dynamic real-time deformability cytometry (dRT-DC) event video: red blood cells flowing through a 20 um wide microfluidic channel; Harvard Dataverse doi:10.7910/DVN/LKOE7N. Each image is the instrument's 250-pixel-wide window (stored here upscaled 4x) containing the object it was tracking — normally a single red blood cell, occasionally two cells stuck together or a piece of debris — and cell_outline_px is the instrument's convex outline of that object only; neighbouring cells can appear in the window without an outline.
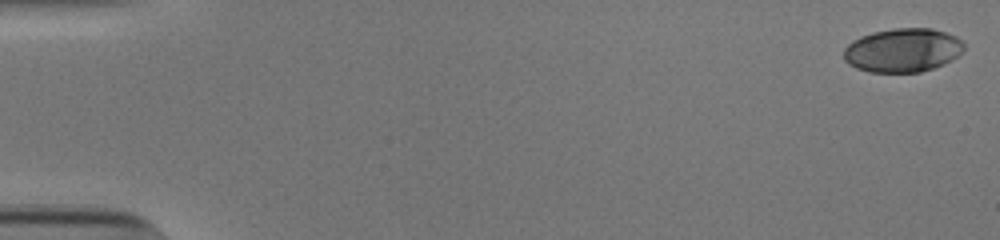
{"species": "human", "species_latin": "Homo sapiens", "temperature_condition": "cold", "stored_images_in_passage": 54, "camera_frame_rate_fps": 3000, "um_per_image_px": 0.085, "donor": {"sex": "male"}, "frame": {"image": 1, "passage_image": 1, "time_ms": 0.0, "image_size_px": [1000, 240], "cell_outline_px": [[964, 48], [956, 56], [932, 68], [920, 72], [868, 72], [856, 68], [848, 64], [844, 60], [844, 48], [852, 40], [860, 36], [872, 32], [892, 28], [932, 28], [956, 36], [964, 44]], "centroid_in_image_um": [76.67, 4.26], "position_along_channel_um": 8.3, "area_um2": 30.58}}
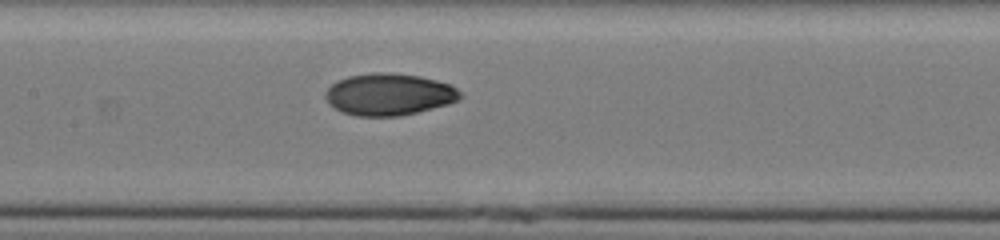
{"frame": {"image": 2, "passage_image": 27, "time_ms": 8.667, "image_size_px": [1000, 240], "cell_outline_px": [[464, 96], [460, 100], [448, 104], [400, 116], [356, 116], [344, 112], [328, 104], [324, 96], [324, 92], [332, 84], [348, 76], [372, 72], [392, 72], [420, 76], [436, 80], [448, 84], [456, 88]], "centroid_in_image_um": [33.07, 8.01], "position_along_channel_um": 174.3, "area_um2": 33.0}}
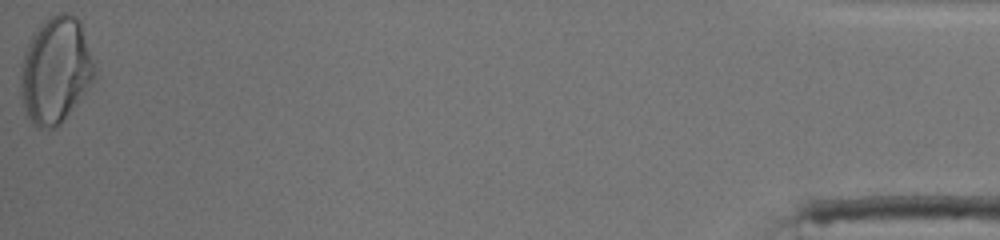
{"frame": {"image": 3, "passage_image": 54, "time_ms": 17.667, "image_size_px": [1000, 240], "cell_outline_px": [[96, 76], [60, 124], [52, 128], [36, 128], [32, 124], [24, 108], [20, 96], [20, 68], [24, 52], [36, 28], [48, 16], [60, 12], [68, 12], [76, 16], [80, 20], [96, 64]], "centroid_in_image_um": [4.72, 5.93], "position_along_channel_um": 430.5, "area_um2": 46.18}, "authors_computed_cell_mechanics": {"area_um2": 32.1946, "velocity_mm_per_s": 3.8546, "shape_relaxation_time_tau1_ms": 7.6789, "shape_relaxation_time_tau2_ms": 1.8868, "deformation_change_tau1": 0.2257, "deformation_change_tau2": 0.0394}}